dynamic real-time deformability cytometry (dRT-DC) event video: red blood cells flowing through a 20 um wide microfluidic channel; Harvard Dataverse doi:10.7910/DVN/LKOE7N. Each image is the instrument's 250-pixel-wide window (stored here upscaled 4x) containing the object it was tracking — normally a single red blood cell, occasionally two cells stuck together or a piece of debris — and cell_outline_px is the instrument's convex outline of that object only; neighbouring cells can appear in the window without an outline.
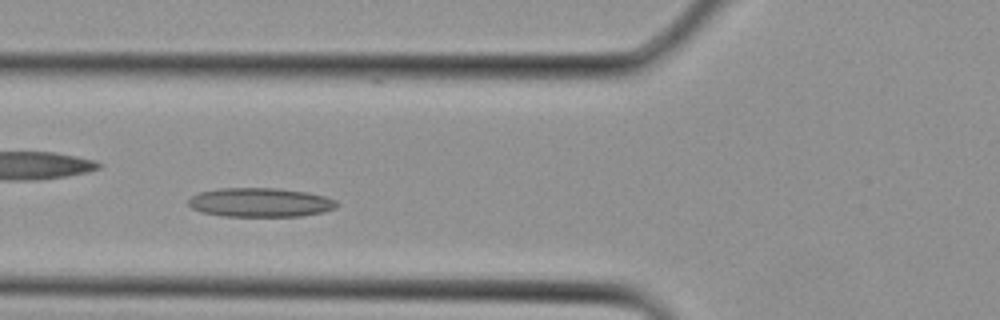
{"species": "Egyptian fruit bat (a non-hibernating species)", "species_latin": "Rousettus aegyptiacus", "temperature_condition": "cold", "stored_images_in_passage": 22, "camera_frame_rate_fps": 3000, "um_per_image_px": 0.085, "animal": {"sex": "female"}, "frame": {"image": 1, "passage_image": 3, "time_ms": 0.667, "image_size_px": [1000, 320], "cell_outline_px": [[340, 204], [336, 208], [324, 212], [300, 216], [224, 216], [200, 212], [192, 208], [188, 204], [188, 200], [192, 196], [200, 192], [220, 188], [276, 188], [304, 192], [324, 196], [336, 200]], "centroid_in_image_um": [22.13, 17.21], "position_along_channel_um": 103.7, "area_um2": 25.14}}
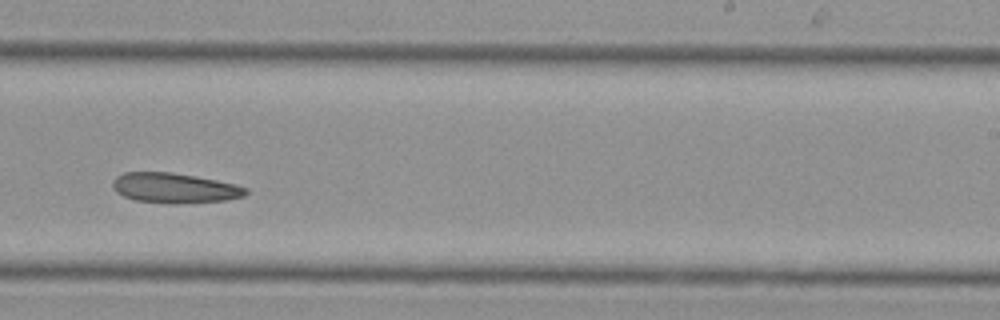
{"frame": {"image": 2, "passage_image": 11, "time_ms": 3.333, "image_size_px": [1000, 320], "cell_outline_px": [[248, 192], [244, 196], [228, 200], [180, 204], [172, 204], [136, 200], [124, 196], [116, 192], [112, 188], [112, 180], [116, 176], [124, 172], [172, 172], [196, 176], [236, 184], [248, 188]], "centroid_in_image_um": [14.84, 15.98], "position_along_channel_um": 274.2, "area_um2": 23.58}}
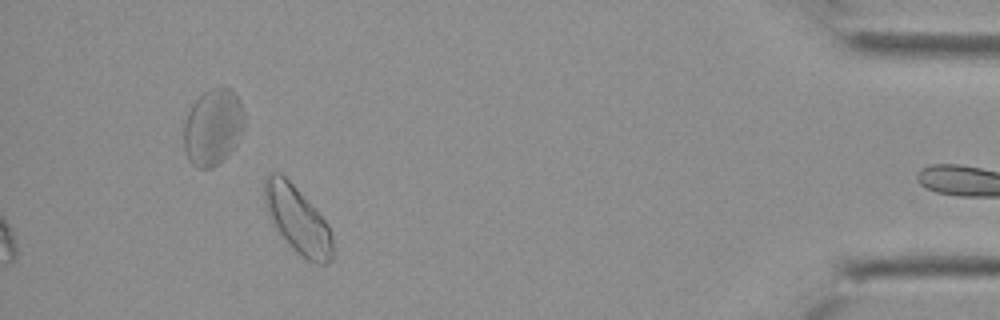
{"frame": {"image": 3, "passage_image": 20, "time_ms": 6.333, "image_size_px": [1000, 320], "cell_outline_px": [[332, 260], [328, 264], [320, 264], [308, 260], [300, 256], [276, 232], [272, 224], [264, 200], [264, 180], [268, 172], [280, 172], [296, 188], [328, 224], [332, 236]], "centroid_in_image_um": [25.26, 18.7], "position_along_channel_um": 409.9, "area_um2": 26.53}}